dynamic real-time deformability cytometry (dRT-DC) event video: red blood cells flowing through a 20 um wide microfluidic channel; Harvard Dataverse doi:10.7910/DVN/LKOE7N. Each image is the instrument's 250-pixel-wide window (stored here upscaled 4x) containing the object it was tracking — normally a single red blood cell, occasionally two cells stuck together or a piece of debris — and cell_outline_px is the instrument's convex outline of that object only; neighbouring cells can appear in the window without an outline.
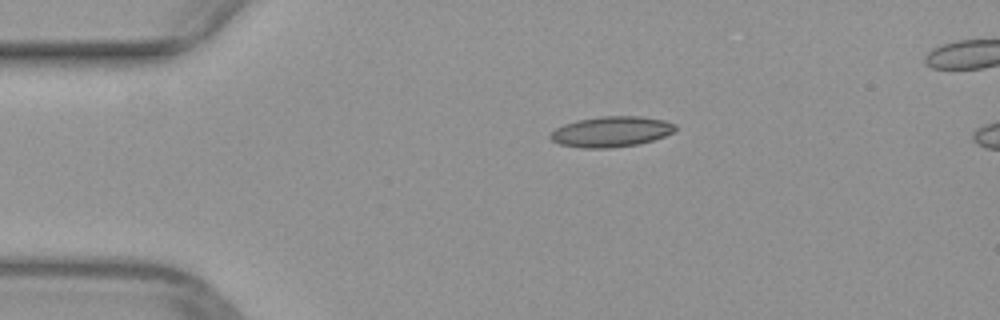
{"species": "common noctule bat (a hibernating species)", "species_latin": "Nyctalus noctula", "temperature_condition": "warm", "stored_images_in_passage": 41, "camera_frame_rate_fps": 3000, "um_per_image_px": 0.085, "animal": {"sex": "female", "body_mass_g": 29.2, "forearm_length_mm": 56.3}, "frame": {"image": 1, "passage_image": 1, "time_ms": 0.0, "image_size_px": [1000, 320], "cell_outline_px": [[676, 128], [672, 132], [664, 136], [652, 140], [636, 144], [608, 148], [580, 148], [560, 144], [552, 140], [548, 136], [556, 128], [564, 124], [576, 120], [600, 116], [640, 116], [664, 120], [676, 124]], "centroid_in_image_um": [51.93, 11.18], "position_along_channel_um": 33.1, "area_um2": 22.14}}
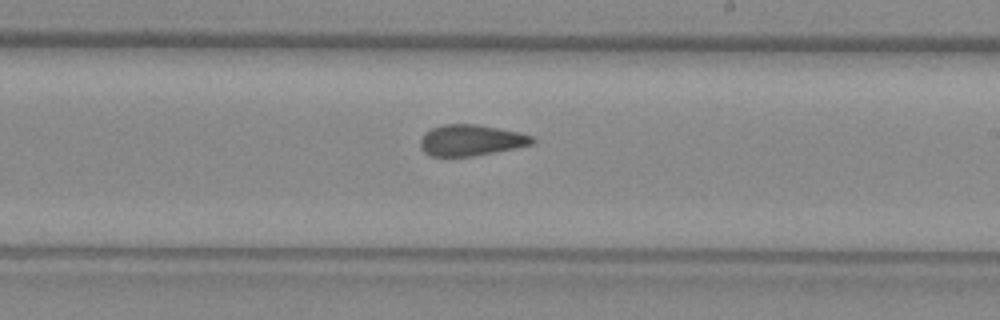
{"frame": {"image": 2, "passage_image": 20, "time_ms": 6.333, "image_size_px": [1000, 320], "cell_outline_px": [[536, 140], [532, 144], [472, 156], [432, 156], [424, 152], [420, 148], [420, 140], [424, 132], [432, 128], [444, 124], [476, 124], [520, 132], [532, 136]], "centroid_in_image_um": [39.99, 11.91], "position_along_channel_um": 249.0, "area_um2": 20.11}}
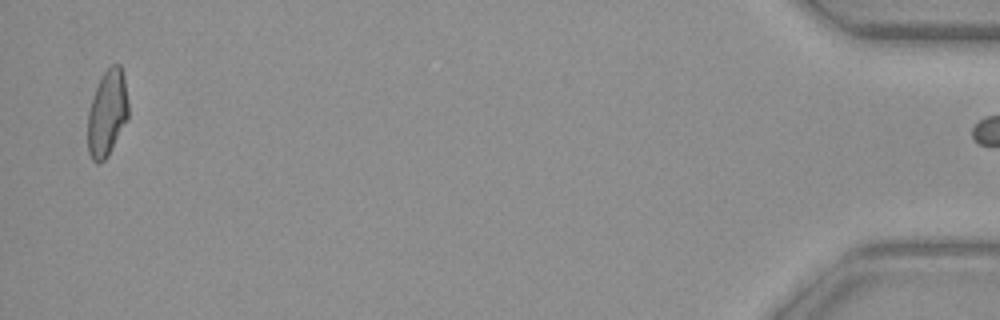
{"frame": {"image": 3, "passage_image": 40, "time_ms": 13.0, "image_size_px": [1000, 320], "cell_outline_px": [[128, 120], [108, 156], [100, 164], [96, 164], [92, 160], [88, 152], [88, 112], [92, 96], [104, 72], [112, 64], [120, 64], [124, 76], [128, 100]], "centroid_in_image_um": [9.12, 9.65], "position_along_channel_um": 426.1, "area_um2": 20.63}}